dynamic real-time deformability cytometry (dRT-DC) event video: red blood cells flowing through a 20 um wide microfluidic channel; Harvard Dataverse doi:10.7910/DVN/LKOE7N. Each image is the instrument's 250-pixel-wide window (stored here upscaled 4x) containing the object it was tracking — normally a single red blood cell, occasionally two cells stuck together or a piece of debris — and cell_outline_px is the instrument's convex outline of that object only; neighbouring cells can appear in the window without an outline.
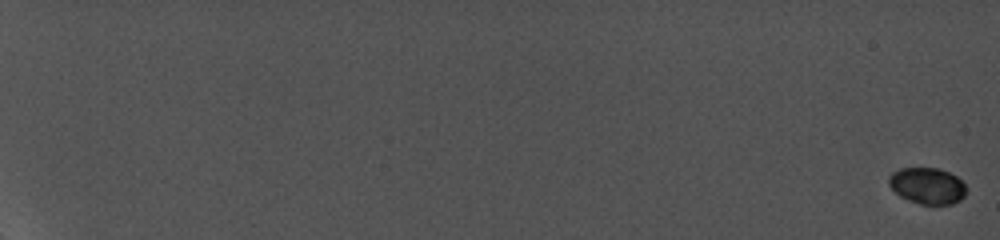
{"species": "common noctule bat (a hibernating species)", "species_latin": "Nyctalus noctula", "temperature_condition": "cold", "stored_images_in_passage": 20, "camera_frame_rate_fps": 5000, "um_per_image_px": 0.085, "animal": {"sex": "female", "body_mass_g": 19.0, "forearm_length_mm": 56.7}, "frame": {"image": 1, "passage_image": 1, "time_ms": 0.0, "image_size_px": [1000, 240], "cell_outline_px": [[964, 196], [960, 200], [952, 204], [920, 204], [908, 200], [900, 196], [888, 184], [888, 176], [892, 172], [900, 168], [940, 168], [956, 176], [964, 184]], "centroid_in_image_um": [78.79, 15.78], "position_along_channel_um": 6.2, "area_um2": 16.3}}
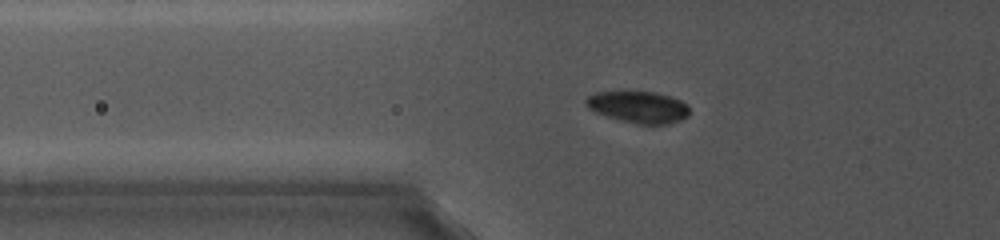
{"frame": {"image": 2, "passage_image": 15, "time_ms": 9.0, "image_size_px": [1000, 240], "cell_outline_px": [[688, 116], [680, 120], [668, 124], [652, 128], [620, 120], [596, 112], [588, 108], [584, 104], [584, 100], [588, 96], [596, 92], [620, 88], [632, 88], [656, 92], [672, 96], [688, 104]], "centroid_in_image_um": [54.24, 9.06], "position_along_channel_um": 71.6, "area_um2": 20.63}}
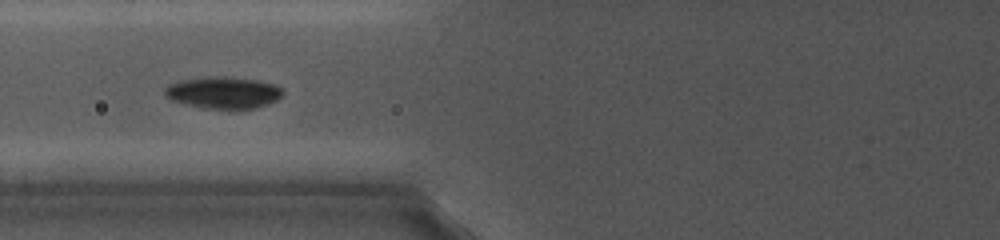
{"frame": {"image": 3, "passage_image": 17, "time_ms": 10.2, "image_size_px": [1000, 240], "cell_outline_px": [[284, 92], [276, 100], [268, 104], [256, 108], [236, 112], [204, 108], [172, 100], [164, 96], [164, 88], [168, 84], [180, 80], [212, 76], [224, 76], [260, 80], [276, 84]], "centroid_in_image_um": [19.0, 7.9], "position_along_channel_um": 106.8, "area_um2": 22.6}}